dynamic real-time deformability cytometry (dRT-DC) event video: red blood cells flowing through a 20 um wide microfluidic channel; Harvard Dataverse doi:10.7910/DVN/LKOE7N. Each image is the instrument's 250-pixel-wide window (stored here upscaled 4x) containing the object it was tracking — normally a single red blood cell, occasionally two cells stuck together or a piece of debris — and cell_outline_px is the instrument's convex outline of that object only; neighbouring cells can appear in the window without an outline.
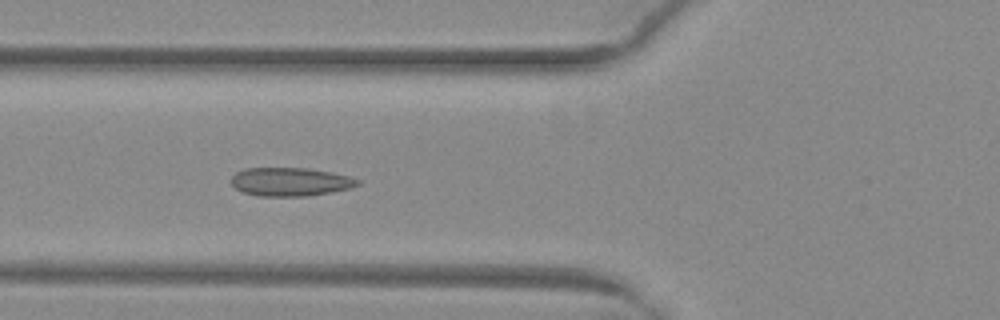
{"species": "common noctule bat (a hibernating species)", "species_latin": "Nyctalus noctula", "temperature_condition": "warm", "stored_images_in_passage": 52, "camera_frame_rate_fps": 3000, "um_per_image_px": 0.085, "animal": {"sex": "female", "body_mass_g": 29.2, "forearm_length_mm": 56.3}, "frame": {"image": 1, "passage_image": 21, "time_ms": 6.667, "image_size_px": [1000, 320], "cell_outline_px": [[360, 184], [352, 188], [332, 192], [308, 196], [256, 196], [244, 192], [236, 188], [228, 180], [236, 172], [244, 168], [308, 168], [332, 172], [348, 176], [360, 180]], "centroid_in_image_um": [24.67, 15.45], "position_along_channel_um": 101.1, "area_um2": 21.21}}
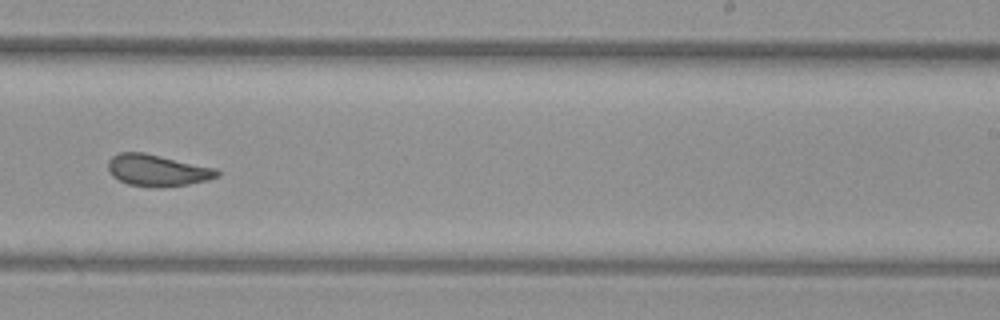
{"frame": {"image": 2, "passage_image": 34, "time_ms": 11.0, "image_size_px": [1000, 320], "cell_outline_px": [[220, 176], [208, 180], [188, 184], [156, 188], [128, 184], [112, 176], [108, 172], [108, 160], [112, 156], [120, 152], [144, 152], [216, 168], [220, 172]], "centroid_in_image_um": [13.37, 14.48], "position_along_channel_um": 275.6, "area_um2": 20.23}}
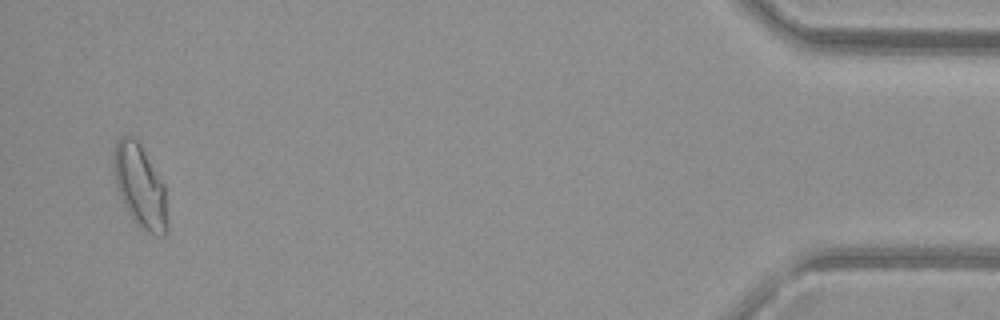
{"frame": {"image": 3, "passage_image": 51, "time_ms": 16.667, "image_size_px": [1000, 320], "cell_outline_px": [[168, 232], [164, 236], [156, 236], [140, 228], [132, 220], [120, 196], [116, 184], [112, 168], [112, 152], [116, 140], [120, 136], [132, 136], [136, 140], [164, 184], [168, 220]], "centroid_in_image_um": [11.89, 15.87], "position_along_channel_um": 423.3, "area_um2": 26.18}, "authors_computed_cell_mechanics": {"area_um2": 21.7617, "velocity_mm_per_s": 4.0291, "shape_relaxation_time_tau1_ms": null, "shape_relaxation_time_tau2_ms": 1.25, "deformation_change_tau1": null, "deformation_change_tau2": 0.0596}}